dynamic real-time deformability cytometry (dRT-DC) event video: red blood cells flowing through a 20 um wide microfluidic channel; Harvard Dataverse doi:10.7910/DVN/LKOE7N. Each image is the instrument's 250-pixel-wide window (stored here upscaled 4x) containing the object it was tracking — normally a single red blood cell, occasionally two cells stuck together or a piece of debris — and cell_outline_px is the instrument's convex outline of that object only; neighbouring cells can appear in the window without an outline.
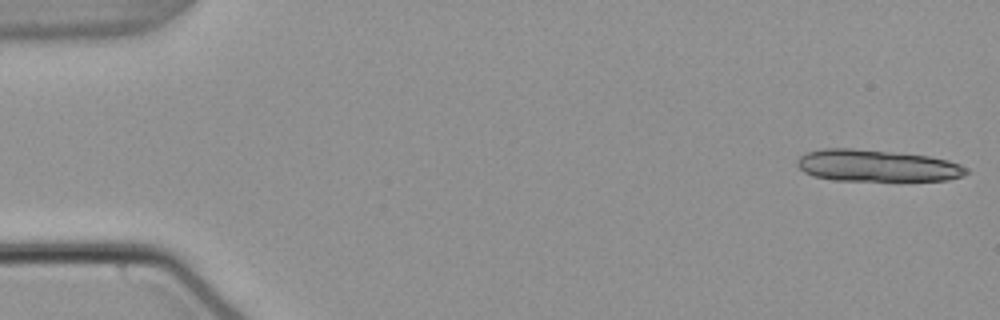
{"species": "common noctule bat (a hibernating species)", "species_latin": "Nyctalus noctula", "temperature_condition": "warm", "stored_images_in_passage": 14, "camera_frame_rate_fps": 3000, "um_per_image_px": 0.085, "animal": {"sex": "male", "body_mass_g": 21.5, "forearm_length_mm": 52.0}, "frame": {"image": 1, "passage_image": 1, "time_ms": 0.0, "image_size_px": [1000, 320], "cell_outline_px": [[968, 172], [964, 176], [948, 180], [836, 180], [812, 176], [804, 172], [796, 164], [796, 160], [800, 156], [808, 152], [824, 148], [852, 148], [928, 156], [948, 160], [960, 164], [968, 168]], "centroid_in_image_um": [74.53, 14.08], "position_along_channel_um": 10.5, "area_um2": 31.21}}